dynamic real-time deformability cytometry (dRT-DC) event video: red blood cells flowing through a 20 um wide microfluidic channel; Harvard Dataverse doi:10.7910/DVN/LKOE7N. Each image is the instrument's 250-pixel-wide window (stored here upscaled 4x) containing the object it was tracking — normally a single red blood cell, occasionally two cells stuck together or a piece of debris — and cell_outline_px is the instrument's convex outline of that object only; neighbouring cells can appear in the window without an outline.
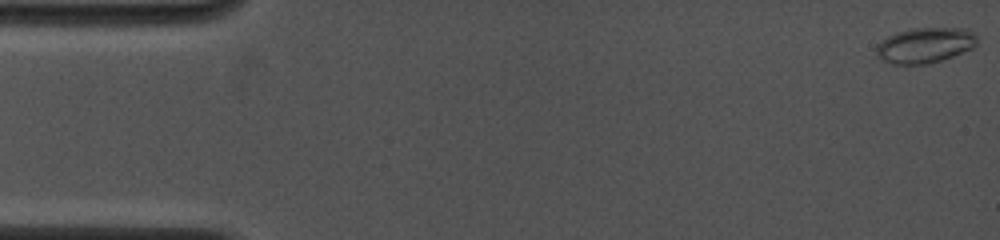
{"species": "common noctule bat (a hibernating species)", "species_latin": "Nyctalus noctula", "temperature_condition": "cold", "stored_images_in_passage": 10, "camera_frame_rate_fps": 4000, "um_per_image_px": 0.085, "animal": {"sex": "female", "body_mass_g": 19.0, "forearm_length_mm": 53.3}, "frame": {"image": 1, "passage_image": 1, "time_ms": 0.0, "image_size_px": [1000, 240], "cell_outline_px": [[976, 44], [972, 48], [952, 56], [928, 64], [892, 64], [876, 56], [876, 48], [880, 40], [896, 32], [908, 28], [968, 28], [976, 36]], "centroid_in_image_um": [78.59, 3.83], "position_along_channel_um": 6.4, "area_um2": 20.81}}
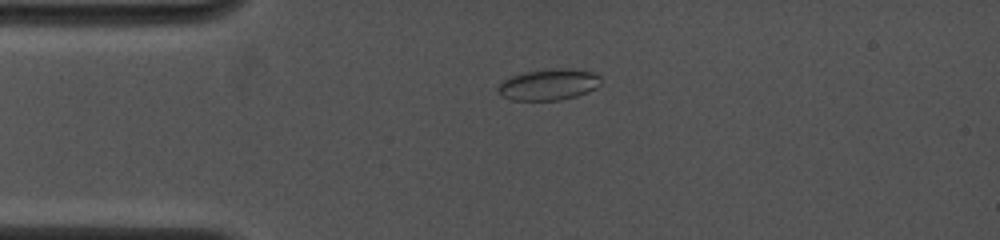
{"frame": {"image": 2, "passage_image": 7, "time_ms": 3.5, "image_size_px": [1000, 240], "cell_outline_px": [[600, 84], [596, 88], [588, 92], [576, 96], [560, 100], [512, 100], [496, 92], [496, 88], [504, 80], [512, 76], [524, 72], [560, 68], [564, 68], [592, 72], [600, 76]], "centroid_in_image_um": [46.63, 7.2], "position_along_channel_um": 38.4, "area_um2": 18.55}}
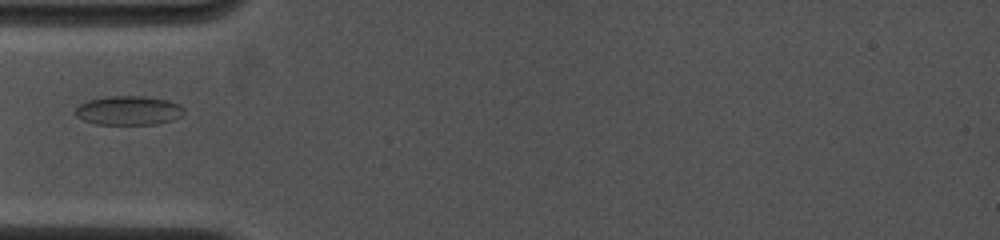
{"frame": {"image": 3, "passage_image": 9, "time_ms": 5.0, "image_size_px": [1000, 240], "cell_outline_px": [[184, 116], [172, 120], [156, 124], [96, 124], [84, 120], [76, 116], [76, 108], [80, 104], [88, 100], [104, 96], [144, 96], [168, 100], [180, 104], [184, 108]], "centroid_in_image_um": [10.97, 9.38], "position_along_channel_um": 74.0, "area_um2": 18.55}}